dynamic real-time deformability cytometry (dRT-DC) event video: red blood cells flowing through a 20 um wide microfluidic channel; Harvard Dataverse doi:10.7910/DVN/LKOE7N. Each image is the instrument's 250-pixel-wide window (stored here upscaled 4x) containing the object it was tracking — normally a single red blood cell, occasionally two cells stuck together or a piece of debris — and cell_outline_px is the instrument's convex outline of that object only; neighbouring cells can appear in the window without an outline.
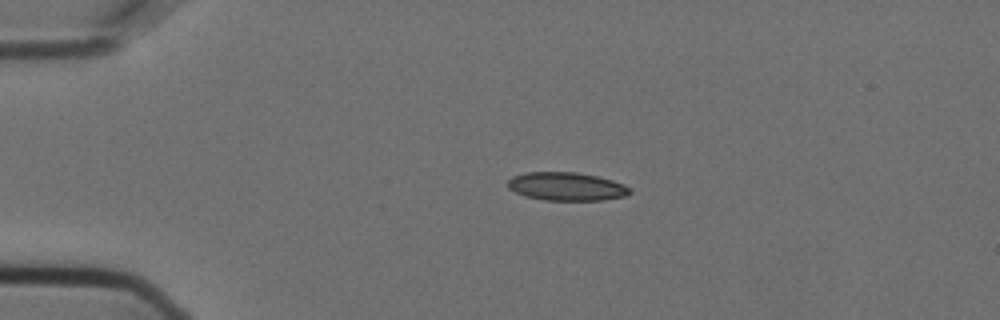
{"species": "Egyptian fruit bat (a non-hibernating species)", "species_latin": "Rousettus aegyptiacus", "temperature_condition": "cold", "stored_images_in_passage": 44, "camera_frame_rate_fps": 3000, "um_per_image_px": 0.085, "animal": {"sex": "female"}, "frame": {"image": 1, "passage_image": 1, "time_ms": 0.0, "image_size_px": [1000, 320], "cell_outline_px": [[632, 192], [628, 196], [604, 200], [544, 200], [524, 196], [508, 188], [508, 180], [512, 176], [524, 172], [576, 172], [596, 176], [612, 180], [624, 184], [632, 188]], "centroid_in_image_um": [48.18, 15.85], "position_along_channel_um": 36.8, "area_um2": 20.35}}
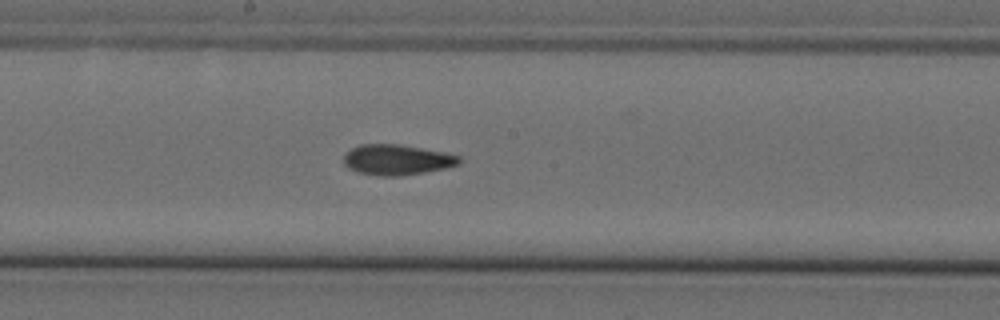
{"frame": {"image": 2, "passage_image": 19, "time_ms": 6.0, "image_size_px": [1000, 320], "cell_outline_px": [[460, 164], [448, 168], [424, 172], [396, 176], [380, 176], [356, 172], [348, 168], [344, 164], [344, 156], [352, 148], [360, 144], [400, 144], [444, 152], [460, 156]], "centroid_in_image_um": [33.74, 13.58], "position_along_channel_um": 214.5, "area_um2": 20.52}}
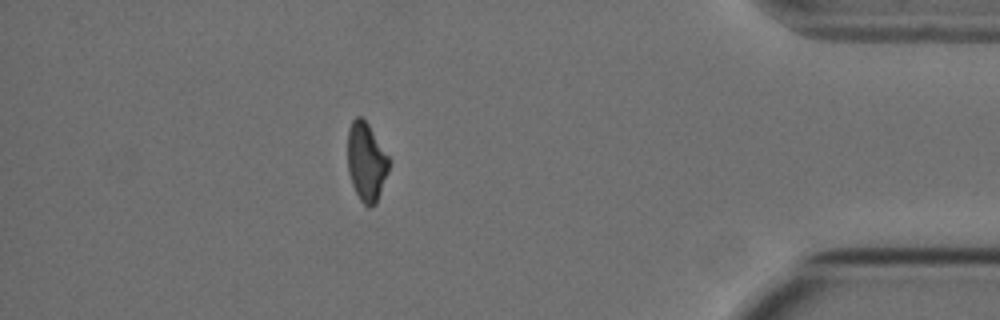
{"frame": {"image": 3, "passage_image": 38, "time_ms": 12.333, "image_size_px": [1000, 320], "cell_outline_px": [[388, 172], [376, 204], [368, 208], [360, 200], [352, 184], [348, 172], [348, 128], [352, 120], [356, 116], [360, 116], [368, 124], [388, 156]], "centroid_in_image_um": [31.12, 13.76], "position_along_channel_um": 404.1, "area_um2": 18.73}, "authors_computed_cell_mechanics": {"area_um2": 20.3167, "velocity_mm_per_s": 3.6254, "shape_relaxation_time_tau1_ms": 6.7801, "shape_relaxation_time_tau2_ms": 2.6222, "deformation_change_tau1": 0.1624, "deformation_change_tau2": 0.0922}}